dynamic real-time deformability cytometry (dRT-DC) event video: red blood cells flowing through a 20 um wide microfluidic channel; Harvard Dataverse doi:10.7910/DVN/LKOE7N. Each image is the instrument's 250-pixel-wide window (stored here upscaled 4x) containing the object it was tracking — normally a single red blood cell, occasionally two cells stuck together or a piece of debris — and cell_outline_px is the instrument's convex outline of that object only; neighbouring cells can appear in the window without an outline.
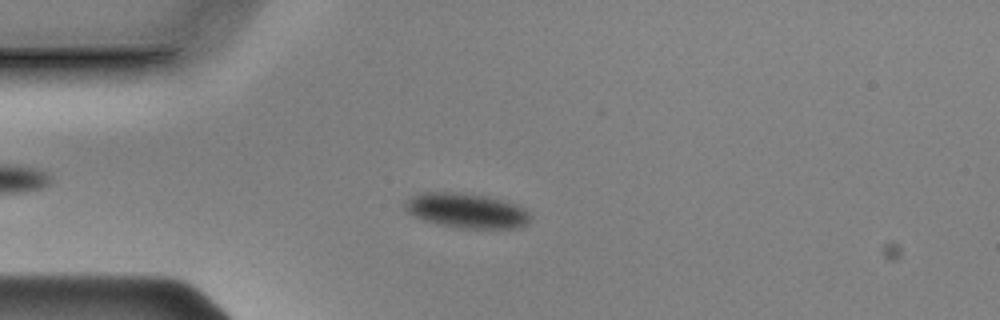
{"species": "Egyptian fruit bat (a non-hibernating species)", "species_latin": "Rousettus aegyptiacus", "temperature_condition": "cold", "stored_images_in_passage": 55, "camera_frame_rate_fps": 3000, "um_per_image_px": 0.085, "animal": {"sex": "male"}, "frame": {"image": 1, "passage_image": 13, "time_ms": 4.0, "image_size_px": [1000, 320], "cell_outline_px": [[532, 220], [528, 224], [520, 228], [456, 228], [424, 220], [408, 212], [404, 208], [404, 200], [420, 192], [460, 192], [484, 196], [516, 204], [524, 208], [532, 216]], "centroid_in_image_um": [39.67, 17.9], "position_along_channel_um": 45.3, "area_um2": 25.55}}
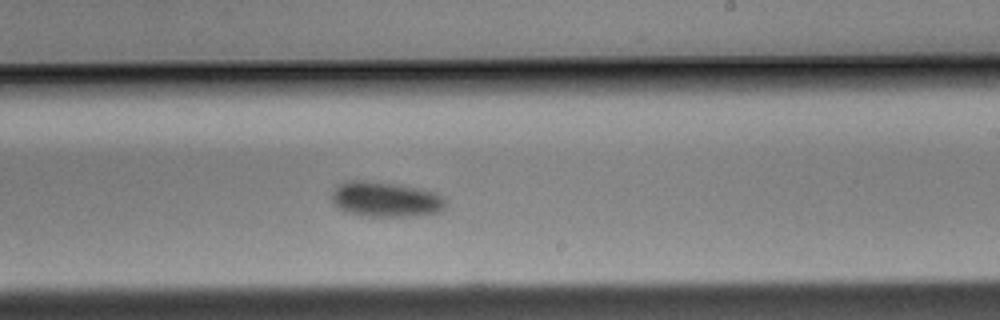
{"frame": {"image": 2, "passage_image": 32, "time_ms": 10.333, "image_size_px": [1000, 320], "cell_outline_px": [[448, 204], [440, 212], [424, 216], [368, 216], [352, 212], [340, 208], [332, 200], [332, 188], [340, 184], [352, 180], [360, 180], [396, 184], [420, 188], [436, 192], [444, 196], [448, 200]], "centroid_in_image_um": [32.89, 16.94], "position_along_channel_um": 256.1, "area_um2": 23.47}}
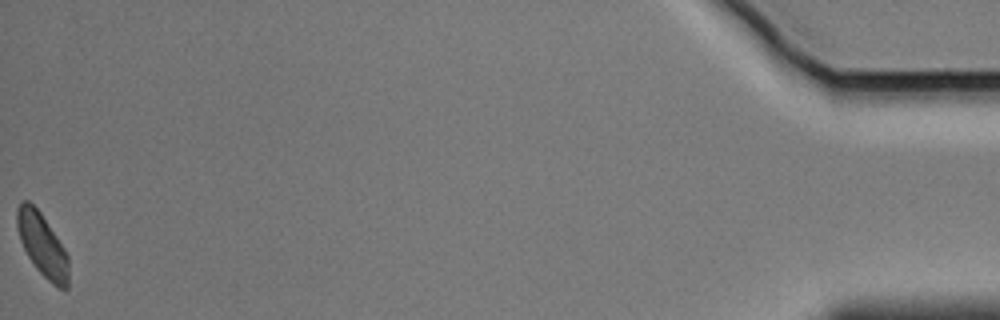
{"frame": {"image": 3, "passage_image": 55, "time_ms": 18.0, "image_size_px": [1000, 320], "cell_outline_px": [[68, 288], [64, 292], [52, 284], [36, 268], [28, 256], [20, 240], [16, 224], [16, 208], [24, 200], [28, 200], [40, 212], [64, 248], [68, 256]], "centroid_in_image_um": [3.6, 20.85], "position_along_channel_um": 431.6, "area_um2": 18.84}}